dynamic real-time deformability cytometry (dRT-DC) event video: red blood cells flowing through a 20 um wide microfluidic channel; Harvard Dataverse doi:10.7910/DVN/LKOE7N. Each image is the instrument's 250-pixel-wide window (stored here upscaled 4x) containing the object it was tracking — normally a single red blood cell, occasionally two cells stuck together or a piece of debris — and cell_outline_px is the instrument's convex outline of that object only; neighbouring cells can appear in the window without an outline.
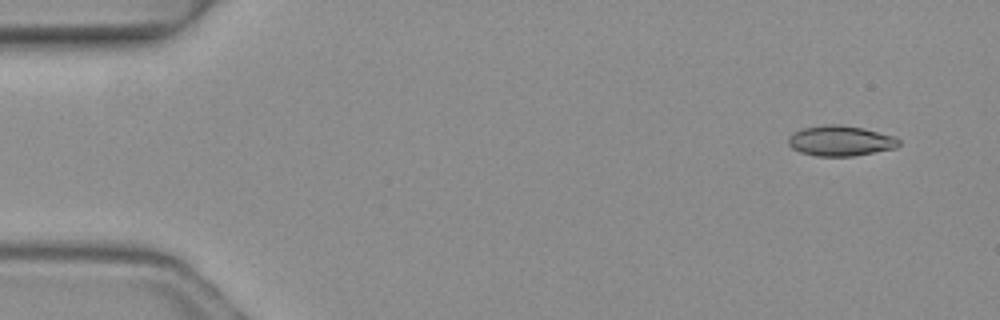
{"species": "common noctule bat (a hibernating species)", "species_latin": "Nyctalus noctula", "temperature_condition": "warm", "stored_images_in_passage": 4, "camera_frame_rate_fps": 3000, "um_per_image_px": 0.085, "animal": {"sex": "female", "body_mass_g": 19.3, "forearm_length_mm": 54.1}, "frame": {"image": 1, "passage_image": 1, "time_ms": 0.0, "image_size_px": [1000, 320], "cell_outline_px": [[900, 144], [896, 148], [852, 156], [816, 156], [800, 152], [792, 148], [788, 144], [788, 136], [804, 128], [828, 124], [840, 124], [864, 128], [896, 136], [900, 140]], "centroid_in_image_um": [71.47, 11.97], "position_along_channel_um": 13.5, "area_um2": 19.59}}